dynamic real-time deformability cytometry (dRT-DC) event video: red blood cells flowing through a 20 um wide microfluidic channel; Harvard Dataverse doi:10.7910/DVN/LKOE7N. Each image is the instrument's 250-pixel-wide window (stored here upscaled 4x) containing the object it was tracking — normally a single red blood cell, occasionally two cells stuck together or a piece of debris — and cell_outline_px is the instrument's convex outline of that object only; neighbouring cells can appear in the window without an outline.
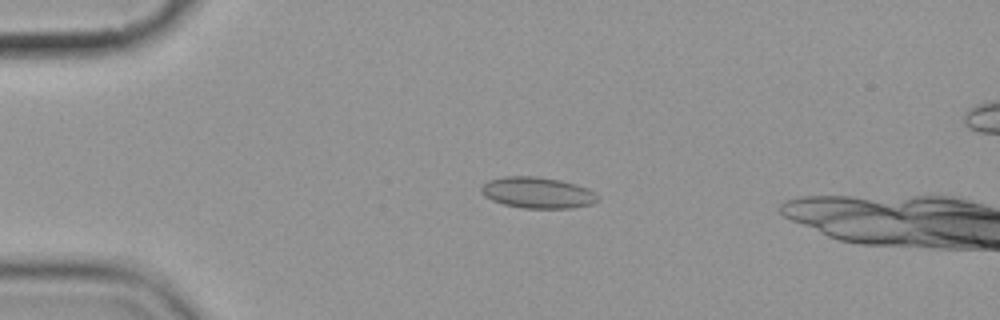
{"species": "common noctule bat (a hibernating species)", "species_latin": "Nyctalus noctula", "temperature_condition": "cold", "stored_images_in_passage": 6, "camera_frame_rate_fps": 3000, "um_per_image_px": 0.085, "animal": {"sex": "female", "body_mass_g": 19.9}, "frame": {"image": 1, "passage_image": 4, "time_ms": 4.333, "image_size_px": [1000, 320], "cell_outline_px": [[600, 200], [592, 204], [572, 208], [524, 208], [504, 204], [492, 200], [484, 196], [480, 192], [480, 188], [488, 180], [504, 176], [532, 176], [560, 180], [576, 184], [588, 188]], "centroid_in_image_um": [45.67, 16.38], "position_along_channel_um": 39.3, "area_um2": 21.1}}